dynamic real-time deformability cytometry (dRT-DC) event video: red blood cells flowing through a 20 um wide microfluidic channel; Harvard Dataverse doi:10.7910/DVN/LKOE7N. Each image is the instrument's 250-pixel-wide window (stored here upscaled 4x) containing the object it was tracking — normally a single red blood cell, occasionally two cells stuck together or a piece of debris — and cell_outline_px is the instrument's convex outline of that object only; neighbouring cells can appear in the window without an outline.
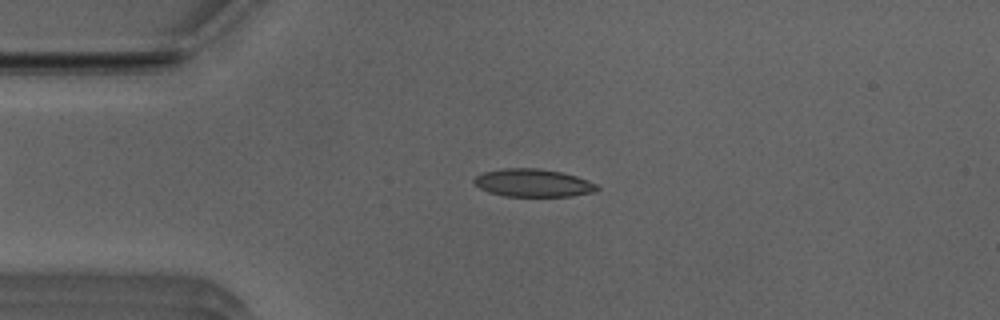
{"species": "Egyptian fruit bat (a non-hibernating species)", "species_latin": "Rousettus aegyptiacus", "temperature_condition": "room temperature", "stored_images_in_passage": 46, "camera_frame_rate_fps": 3000, "um_per_image_px": 0.085, "animal": {"sex": "male"}, "frame": {"image": 1, "passage_image": 6, "time_ms": 1.667, "image_size_px": [1000, 320], "cell_outline_px": [[600, 188], [596, 192], [572, 196], [504, 196], [488, 192], [480, 188], [472, 180], [476, 176], [484, 172], [504, 168], [540, 168], [564, 172], [588, 180], [596, 184]], "centroid_in_image_um": [45.34, 15.54], "position_along_channel_um": 39.7, "area_um2": 20.11}}
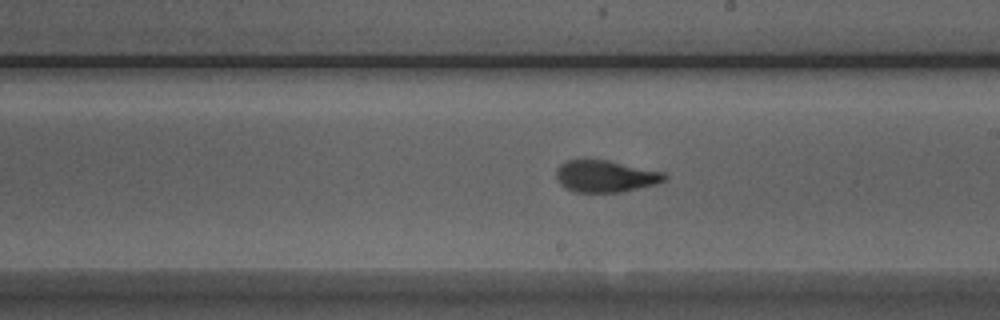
{"frame": {"image": 2, "passage_image": 23, "time_ms": 7.333, "image_size_px": [1000, 320], "cell_outline_px": [[668, 176], [664, 180], [656, 184], [620, 192], [572, 192], [564, 188], [560, 184], [556, 176], [556, 168], [560, 164], [568, 160], [584, 156], [608, 160], [664, 172]], "centroid_in_image_um": [51.39, 14.94], "position_along_channel_um": 237.6, "area_um2": 20.69}}
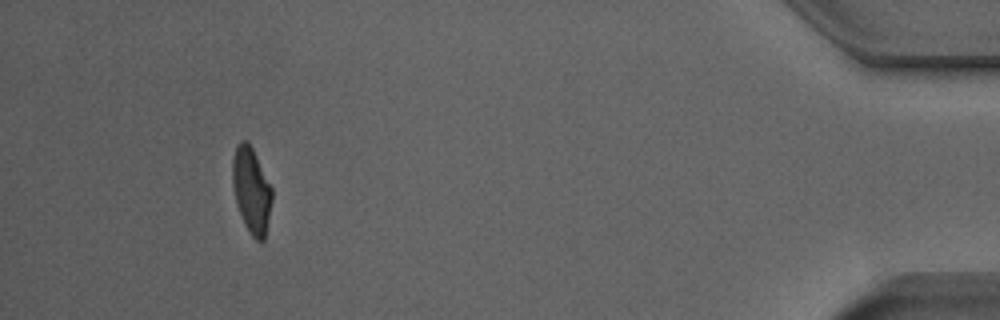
{"frame": {"image": 3, "passage_image": 42, "time_ms": 13.667, "image_size_px": [1000, 320], "cell_outline_px": [[272, 200], [264, 240], [260, 244], [252, 236], [244, 224], [236, 200], [232, 184], [232, 160], [236, 144], [240, 140], [248, 140], [272, 188]], "centroid_in_image_um": [21.36, 16.16], "position_along_channel_um": 413.8, "area_um2": 19.65}, "authors_computed_cell_mechanics": {"area_um2": 20.1144, "velocity_mm_per_s": 3.911, "shape_relaxation_time_tau1_ms": 5.3857, "shape_relaxation_time_tau2_ms": 0.9998, "deformation_change_tau1": 0.186, "deformation_change_tau2": 0.0668}}